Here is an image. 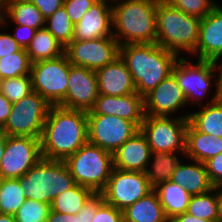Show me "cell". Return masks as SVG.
Here are the masks:
<instances>
[{"instance_id": "1", "label": "cell", "mask_w": 222, "mask_h": 222, "mask_svg": "<svg viewBox=\"0 0 222 222\" xmlns=\"http://www.w3.org/2000/svg\"><path fill=\"white\" fill-rule=\"evenodd\" d=\"M87 142V111L52 105L40 138L43 158L64 161Z\"/></svg>"}, {"instance_id": "2", "label": "cell", "mask_w": 222, "mask_h": 222, "mask_svg": "<svg viewBox=\"0 0 222 222\" xmlns=\"http://www.w3.org/2000/svg\"><path fill=\"white\" fill-rule=\"evenodd\" d=\"M119 56L132 75L136 92L143 97L172 73L180 58L157 43L122 45Z\"/></svg>"}, {"instance_id": "3", "label": "cell", "mask_w": 222, "mask_h": 222, "mask_svg": "<svg viewBox=\"0 0 222 222\" xmlns=\"http://www.w3.org/2000/svg\"><path fill=\"white\" fill-rule=\"evenodd\" d=\"M117 2L112 6V28L118 44L155 43L158 0Z\"/></svg>"}, {"instance_id": "4", "label": "cell", "mask_w": 222, "mask_h": 222, "mask_svg": "<svg viewBox=\"0 0 222 222\" xmlns=\"http://www.w3.org/2000/svg\"><path fill=\"white\" fill-rule=\"evenodd\" d=\"M201 19L158 0L156 8V42L165 50L176 53L195 51Z\"/></svg>"}, {"instance_id": "5", "label": "cell", "mask_w": 222, "mask_h": 222, "mask_svg": "<svg viewBox=\"0 0 222 222\" xmlns=\"http://www.w3.org/2000/svg\"><path fill=\"white\" fill-rule=\"evenodd\" d=\"M28 199L51 205L53 199L76 185L63 160L42 158L18 178Z\"/></svg>"}, {"instance_id": "6", "label": "cell", "mask_w": 222, "mask_h": 222, "mask_svg": "<svg viewBox=\"0 0 222 222\" xmlns=\"http://www.w3.org/2000/svg\"><path fill=\"white\" fill-rule=\"evenodd\" d=\"M66 163L76 184L100 193L113 170V153L89 142L68 156Z\"/></svg>"}, {"instance_id": "7", "label": "cell", "mask_w": 222, "mask_h": 222, "mask_svg": "<svg viewBox=\"0 0 222 222\" xmlns=\"http://www.w3.org/2000/svg\"><path fill=\"white\" fill-rule=\"evenodd\" d=\"M190 113L166 117L145 115L140 130L152 152H181L185 155L186 129Z\"/></svg>"}, {"instance_id": "8", "label": "cell", "mask_w": 222, "mask_h": 222, "mask_svg": "<svg viewBox=\"0 0 222 222\" xmlns=\"http://www.w3.org/2000/svg\"><path fill=\"white\" fill-rule=\"evenodd\" d=\"M51 106L39 93L33 91L12 103L8 120L1 130L9 136L40 139Z\"/></svg>"}, {"instance_id": "9", "label": "cell", "mask_w": 222, "mask_h": 222, "mask_svg": "<svg viewBox=\"0 0 222 222\" xmlns=\"http://www.w3.org/2000/svg\"><path fill=\"white\" fill-rule=\"evenodd\" d=\"M70 62L67 56L41 60L31 64L30 76L33 91L50 105H60L68 89Z\"/></svg>"}, {"instance_id": "10", "label": "cell", "mask_w": 222, "mask_h": 222, "mask_svg": "<svg viewBox=\"0 0 222 222\" xmlns=\"http://www.w3.org/2000/svg\"><path fill=\"white\" fill-rule=\"evenodd\" d=\"M153 190L145 172L113 168L105 188L100 193L107 204L123 211Z\"/></svg>"}, {"instance_id": "11", "label": "cell", "mask_w": 222, "mask_h": 222, "mask_svg": "<svg viewBox=\"0 0 222 222\" xmlns=\"http://www.w3.org/2000/svg\"><path fill=\"white\" fill-rule=\"evenodd\" d=\"M216 72L213 61L198 60L192 64L185 57H180L172 69L187 103L198 107L203 105L201 100L208 96L212 83L216 81L217 86V79L213 77Z\"/></svg>"}, {"instance_id": "12", "label": "cell", "mask_w": 222, "mask_h": 222, "mask_svg": "<svg viewBox=\"0 0 222 222\" xmlns=\"http://www.w3.org/2000/svg\"><path fill=\"white\" fill-rule=\"evenodd\" d=\"M119 47L113 36L72 40L65 47L64 54L72 65L96 71L112 63L119 56Z\"/></svg>"}, {"instance_id": "13", "label": "cell", "mask_w": 222, "mask_h": 222, "mask_svg": "<svg viewBox=\"0 0 222 222\" xmlns=\"http://www.w3.org/2000/svg\"><path fill=\"white\" fill-rule=\"evenodd\" d=\"M42 158L39 138L7 135L0 163V178L22 177Z\"/></svg>"}, {"instance_id": "14", "label": "cell", "mask_w": 222, "mask_h": 222, "mask_svg": "<svg viewBox=\"0 0 222 222\" xmlns=\"http://www.w3.org/2000/svg\"><path fill=\"white\" fill-rule=\"evenodd\" d=\"M139 130L134 122L115 115H87L88 142L111 153Z\"/></svg>"}, {"instance_id": "15", "label": "cell", "mask_w": 222, "mask_h": 222, "mask_svg": "<svg viewBox=\"0 0 222 222\" xmlns=\"http://www.w3.org/2000/svg\"><path fill=\"white\" fill-rule=\"evenodd\" d=\"M96 73L70 63L68 89L60 106L89 111L98 98Z\"/></svg>"}, {"instance_id": "16", "label": "cell", "mask_w": 222, "mask_h": 222, "mask_svg": "<svg viewBox=\"0 0 222 222\" xmlns=\"http://www.w3.org/2000/svg\"><path fill=\"white\" fill-rule=\"evenodd\" d=\"M186 104L187 99L172 73L144 96L145 115L170 117Z\"/></svg>"}, {"instance_id": "17", "label": "cell", "mask_w": 222, "mask_h": 222, "mask_svg": "<svg viewBox=\"0 0 222 222\" xmlns=\"http://www.w3.org/2000/svg\"><path fill=\"white\" fill-rule=\"evenodd\" d=\"M87 115H115L134 122L139 128L144 121V97L137 92L123 96L99 94Z\"/></svg>"}, {"instance_id": "18", "label": "cell", "mask_w": 222, "mask_h": 222, "mask_svg": "<svg viewBox=\"0 0 222 222\" xmlns=\"http://www.w3.org/2000/svg\"><path fill=\"white\" fill-rule=\"evenodd\" d=\"M192 55L197 60L214 61L222 55V7L218 4L201 19L199 38Z\"/></svg>"}, {"instance_id": "19", "label": "cell", "mask_w": 222, "mask_h": 222, "mask_svg": "<svg viewBox=\"0 0 222 222\" xmlns=\"http://www.w3.org/2000/svg\"><path fill=\"white\" fill-rule=\"evenodd\" d=\"M98 0L74 26L72 40L97 39L113 36L112 6Z\"/></svg>"}, {"instance_id": "20", "label": "cell", "mask_w": 222, "mask_h": 222, "mask_svg": "<svg viewBox=\"0 0 222 222\" xmlns=\"http://www.w3.org/2000/svg\"><path fill=\"white\" fill-rule=\"evenodd\" d=\"M151 149L141 130L113 152V167L122 171L145 172L151 162Z\"/></svg>"}, {"instance_id": "21", "label": "cell", "mask_w": 222, "mask_h": 222, "mask_svg": "<svg viewBox=\"0 0 222 222\" xmlns=\"http://www.w3.org/2000/svg\"><path fill=\"white\" fill-rule=\"evenodd\" d=\"M95 73L99 94L123 96L136 93L132 75L120 56L112 63L96 70Z\"/></svg>"}, {"instance_id": "22", "label": "cell", "mask_w": 222, "mask_h": 222, "mask_svg": "<svg viewBox=\"0 0 222 222\" xmlns=\"http://www.w3.org/2000/svg\"><path fill=\"white\" fill-rule=\"evenodd\" d=\"M9 19V20H8ZM8 20L16 25H25L33 29L45 27V18L40 10L26 0H5L2 2L0 24L6 26Z\"/></svg>"}, {"instance_id": "23", "label": "cell", "mask_w": 222, "mask_h": 222, "mask_svg": "<svg viewBox=\"0 0 222 222\" xmlns=\"http://www.w3.org/2000/svg\"><path fill=\"white\" fill-rule=\"evenodd\" d=\"M222 152V138L198 131L190 122L186 129L185 158L205 163Z\"/></svg>"}, {"instance_id": "24", "label": "cell", "mask_w": 222, "mask_h": 222, "mask_svg": "<svg viewBox=\"0 0 222 222\" xmlns=\"http://www.w3.org/2000/svg\"><path fill=\"white\" fill-rule=\"evenodd\" d=\"M192 163L181 164L180 161L170 181L184 187L191 196L203 194L213 189L205 164L196 160H192Z\"/></svg>"}, {"instance_id": "25", "label": "cell", "mask_w": 222, "mask_h": 222, "mask_svg": "<svg viewBox=\"0 0 222 222\" xmlns=\"http://www.w3.org/2000/svg\"><path fill=\"white\" fill-rule=\"evenodd\" d=\"M215 91L207 105L199 106V112L190 113L189 122L198 131L222 138V96L218 87Z\"/></svg>"}, {"instance_id": "26", "label": "cell", "mask_w": 222, "mask_h": 222, "mask_svg": "<svg viewBox=\"0 0 222 222\" xmlns=\"http://www.w3.org/2000/svg\"><path fill=\"white\" fill-rule=\"evenodd\" d=\"M124 222H170L153 190L123 210Z\"/></svg>"}, {"instance_id": "27", "label": "cell", "mask_w": 222, "mask_h": 222, "mask_svg": "<svg viewBox=\"0 0 222 222\" xmlns=\"http://www.w3.org/2000/svg\"><path fill=\"white\" fill-rule=\"evenodd\" d=\"M154 191L157 193L166 217L169 220L187 211L191 195L184 187L169 180L158 184Z\"/></svg>"}, {"instance_id": "28", "label": "cell", "mask_w": 222, "mask_h": 222, "mask_svg": "<svg viewBox=\"0 0 222 222\" xmlns=\"http://www.w3.org/2000/svg\"><path fill=\"white\" fill-rule=\"evenodd\" d=\"M65 47L44 27L38 29L26 48L32 63L51 60L64 54Z\"/></svg>"}, {"instance_id": "29", "label": "cell", "mask_w": 222, "mask_h": 222, "mask_svg": "<svg viewBox=\"0 0 222 222\" xmlns=\"http://www.w3.org/2000/svg\"><path fill=\"white\" fill-rule=\"evenodd\" d=\"M94 194L92 189L76 184L53 199L51 211L66 215L77 214Z\"/></svg>"}, {"instance_id": "30", "label": "cell", "mask_w": 222, "mask_h": 222, "mask_svg": "<svg viewBox=\"0 0 222 222\" xmlns=\"http://www.w3.org/2000/svg\"><path fill=\"white\" fill-rule=\"evenodd\" d=\"M145 174L150 185L155 188L158 184L169 181L180 163L175 152H152Z\"/></svg>"}, {"instance_id": "31", "label": "cell", "mask_w": 222, "mask_h": 222, "mask_svg": "<svg viewBox=\"0 0 222 222\" xmlns=\"http://www.w3.org/2000/svg\"><path fill=\"white\" fill-rule=\"evenodd\" d=\"M27 199L18 178H0V213L14 216Z\"/></svg>"}, {"instance_id": "32", "label": "cell", "mask_w": 222, "mask_h": 222, "mask_svg": "<svg viewBox=\"0 0 222 222\" xmlns=\"http://www.w3.org/2000/svg\"><path fill=\"white\" fill-rule=\"evenodd\" d=\"M186 213L209 222H218L216 187L206 193L191 196Z\"/></svg>"}, {"instance_id": "33", "label": "cell", "mask_w": 222, "mask_h": 222, "mask_svg": "<svg viewBox=\"0 0 222 222\" xmlns=\"http://www.w3.org/2000/svg\"><path fill=\"white\" fill-rule=\"evenodd\" d=\"M31 64L25 48L0 58V80L30 75Z\"/></svg>"}, {"instance_id": "34", "label": "cell", "mask_w": 222, "mask_h": 222, "mask_svg": "<svg viewBox=\"0 0 222 222\" xmlns=\"http://www.w3.org/2000/svg\"><path fill=\"white\" fill-rule=\"evenodd\" d=\"M75 24L70 21L64 6L45 20V28L66 47L73 38Z\"/></svg>"}, {"instance_id": "35", "label": "cell", "mask_w": 222, "mask_h": 222, "mask_svg": "<svg viewBox=\"0 0 222 222\" xmlns=\"http://www.w3.org/2000/svg\"><path fill=\"white\" fill-rule=\"evenodd\" d=\"M33 92L30 75L0 80V93L11 103H16Z\"/></svg>"}, {"instance_id": "36", "label": "cell", "mask_w": 222, "mask_h": 222, "mask_svg": "<svg viewBox=\"0 0 222 222\" xmlns=\"http://www.w3.org/2000/svg\"><path fill=\"white\" fill-rule=\"evenodd\" d=\"M50 210V205L27 198L14 217L16 222H45Z\"/></svg>"}, {"instance_id": "37", "label": "cell", "mask_w": 222, "mask_h": 222, "mask_svg": "<svg viewBox=\"0 0 222 222\" xmlns=\"http://www.w3.org/2000/svg\"><path fill=\"white\" fill-rule=\"evenodd\" d=\"M170 6L178 8L182 12L197 17L204 18L218 4L213 0H163Z\"/></svg>"}, {"instance_id": "38", "label": "cell", "mask_w": 222, "mask_h": 222, "mask_svg": "<svg viewBox=\"0 0 222 222\" xmlns=\"http://www.w3.org/2000/svg\"><path fill=\"white\" fill-rule=\"evenodd\" d=\"M98 0H64V8L74 24L78 23L82 16L91 8Z\"/></svg>"}, {"instance_id": "39", "label": "cell", "mask_w": 222, "mask_h": 222, "mask_svg": "<svg viewBox=\"0 0 222 222\" xmlns=\"http://www.w3.org/2000/svg\"><path fill=\"white\" fill-rule=\"evenodd\" d=\"M92 222H124L123 211L104 202L95 214Z\"/></svg>"}, {"instance_id": "40", "label": "cell", "mask_w": 222, "mask_h": 222, "mask_svg": "<svg viewBox=\"0 0 222 222\" xmlns=\"http://www.w3.org/2000/svg\"><path fill=\"white\" fill-rule=\"evenodd\" d=\"M204 164L213 187L222 186V152L208 159Z\"/></svg>"}, {"instance_id": "41", "label": "cell", "mask_w": 222, "mask_h": 222, "mask_svg": "<svg viewBox=\"0 0 222 222\" xmlns=\"http://www.w3.org/2000/svg\"><path fill=\"white\" fill-rule=\"evenodd\" d=\"M101 193H95L76 214L80 216L81 222H92L97 209L104 203Z\"/></svg>"}, {"instance_id": "42", "label": "cell", "mask_w": 222, "mask_h": 222, "mask_svg": "<svg viewBox=\"0 0 222 222\" xmlns=\"http://www.w3.org/2000/svg\"><path fill=\"white\" fill-rule=\"evenodd\" d=\"M36 31V29L25 25H17L15 26V32L11 35L22 48L26 49L35 36Z\"/></svg>"}, {"instance_id": "43", "label": "cell", "mask_w": 222, "mask_h": 222, "mask_svg": "<svg viewBox=\"0 0 222 222\" xmlns=\"http://www.w3.org/2000/svg\"><path fill=\"white\" fill-rule=\"evenodd\" d=\"M32 2L42 13L43 17L47 19L55 11L63 6L64 0H26Z\"/></svg>"}, {"instance_id": "44", "label": "cell", "mask_w": 222, "mask_h": 222, "mask_svg": "<svg viewBox=\"0 0 222 222\" xmlns=\"http://www.w3.org/2000/svg\"><path fill=\"white\" fill-rule=\"evenodd\" d=\"M21 48L22 47L12 37L11 33L0 32V58L15 53L19 51Z\"/></svg>"}, {"instance_id": "45", "label": "cell", "mask_w": 222, "mask_h": 222, "mask_svg": "<svg viewBox=\"0 0 222 222\" xmlns=\"http://www.w3.org/2000/svg\"><path fill=\"white\" fill-rule=\"evenodd\" d=\"M12 110V103L0 93V129L5 125Z\"/></svg>"}, {"instance_id": "46", "label": "cell", "mask_w": 222, "mask_h": 222, "mask_svg": "<svg viewBox=\"0 0 222 222\" xmlns=\"http://www.w3.org/2000/svg\"><path fill=\"white\" fill-rule=\"evenodd\" d=\"M48 222H81L80 221V216L79 215H66L62 213H58L56 211H51L49 212L48 215Z\"/></svg>"}, {"instance_id": "47", "label": "cell", "mask_w": 222, "mask_h": 222, "mask_svg": "<svg viewBox=\"0 0 222 222\" xmlns=\"http://www.w3.org/2000/svg\"><path fill=\"white\" fill-rule=\"evenodd\" d=\"M170 222H209V221L206 219L196 218L185 212L175 216L173 219L170 220Z\"/></svg>"}, {"instance_id": "48", "label": "cell", "mask_w": 222, "mask_h": 222, "mask_svg": "<svg viewBox=\"0 0 222 222\" xmlns=\"http://www.w3.org/2000/svg\"><path fill=\"white\" fill-rule=\"evenodd\" d=\"M221 58H222V55L217 57L213 62H214V66L216 68V71L219 72L218 73L219 77H216L217 78V87H218V90L222 96V59ZM219 61H220V64H219Z\"/></svg>"}, {"instance_id": "49", "label": "cell", "mask_w": 222, "mask_h": 222, "mask_svg": "<svg viewBox=\"0 0 222 222\" xmlns=\"http://www.w3.org/2000/svg\"><path fill=\"white\" fill-rule=\"evenodd\" d=\"M216 198L218 201L219 220H222V186L216 187Z\"/></svg>"}, {"instance_id": "50", "label": "cell", "mask_w": 222, "mask_h": 222, "mask_svg": "<svg viewBox=\"0 0 222 222\" xmlns=\"http://www.w3.org/2000/svg\"><path fill=\"white\" fill-rule=\"evenodd\" d=\"M7 141V134L0 129V163L4 154V148Z\"/></svg>"}, {"instance_id": "51", "label": "cell", "mask_w": 222, "mask_h": 222, "mask_svg": "<svg viewBox=\"0 0 222 222\" xmlns=\"http://www.w3.org/2000/svg\"><path fill=\"white\" fill-rule=\"evenodd\" d=\"M0 222H16V220H15V217L12 215L0 213Z\"/></svg>"}, {"instance_id": "52", "label": "cell", "mask_w": 222, "mask_h": 222, "mask_svg": "<svg viewBox=\"0 0 222 222\" xmlns=\"http://www.w3.org/2000/svg\"><path fill=\"white\" fill-rule=\"evenodd\" d=\"M102 1H106V2H110L111 1V3H112V1L116 2V1H120V0H109V1L108 0H102Z\"/></svg>"}, {"instance_id": "53", "label": "cell", "mask_w": 222, "mask_h": 222, "mask_svg": "<svg viewBox=\"0 0 222 222\" xmlns=\"http://www.w3.org/2000/svg\"><path fill=\"white\" fill-rule=\"evenodd\" d=\"M1 8H2V3L0 2V15H1Z\"/></svg>"}]
</instances>
